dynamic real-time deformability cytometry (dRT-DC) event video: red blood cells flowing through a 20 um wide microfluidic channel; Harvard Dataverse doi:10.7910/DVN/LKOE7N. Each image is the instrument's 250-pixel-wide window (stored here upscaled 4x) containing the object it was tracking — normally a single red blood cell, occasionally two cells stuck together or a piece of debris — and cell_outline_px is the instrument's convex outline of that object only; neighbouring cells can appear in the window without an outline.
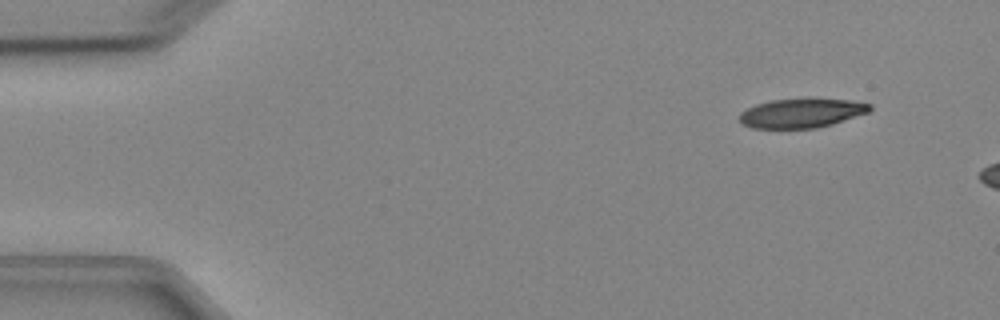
{"species": "Egyptian fruit bat (a non-hibernating species)", "species_latin": "Rousettus aegyptiacus", "temperature_condition": "cold", "stored_images_in_passage": 4, "camera_frame_rate_fps": 3000, "um_per_image_px": 0.085, "animal": {"sex": "female"}, "frame": {"image": 1, "passage_image": 2, "time_ms": 1.333, "image_size_px": [1000, 320], "cell_outline_px": [[872, 108], [868, 112], [832, 124], [816, 128], [752, 128], [744, 124], [740, 120], [740, 112], [756, 104], [772, 100], [848, 100], [872, 104]], "centroid_in_image_um": [68.12, 9.63], "position_along_channel_um": 16.9, "area_um2": 21.56}}